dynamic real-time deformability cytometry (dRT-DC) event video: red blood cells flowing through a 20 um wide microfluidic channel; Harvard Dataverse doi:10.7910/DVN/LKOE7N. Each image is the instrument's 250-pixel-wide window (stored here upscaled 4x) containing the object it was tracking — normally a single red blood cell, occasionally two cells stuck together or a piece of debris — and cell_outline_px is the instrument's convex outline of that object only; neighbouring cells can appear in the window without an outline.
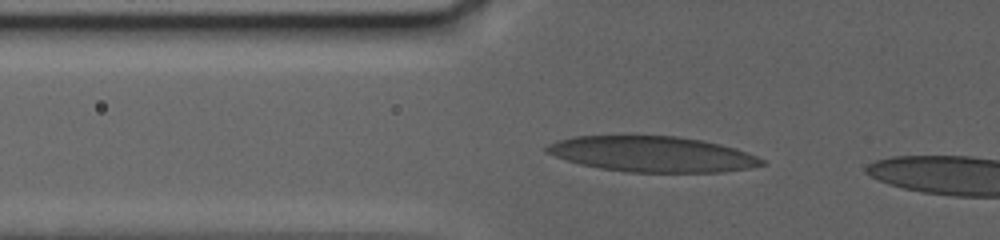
{"species": "human", "species_latin": "Homo sapiens", "temperature_condition": "warm", "stored_images_in_passage": 7, "camera_frame_rate_fps": 3000, "um_per_image_px": 0.085, "donor": {"sex": "female"}, "frame": {"image": 1, "passage_image": 4, "time_ms": 1.333, "image_size_px": [1000, 240], "cell_outline_px": [[768, 164], [748, 168], [720, 172], [628, 172], [600, 168], [580, 164], [544, 152], [544, 148], [548, 144], [556, 140], [576, 136], [676, 136], [704, 140], [736, 148], [748, 152], [764, 160]], "centroid_in_image_um": [55.46, 13.1], "position_along_channel_um": 70.3, "area_um2": 44.62}}